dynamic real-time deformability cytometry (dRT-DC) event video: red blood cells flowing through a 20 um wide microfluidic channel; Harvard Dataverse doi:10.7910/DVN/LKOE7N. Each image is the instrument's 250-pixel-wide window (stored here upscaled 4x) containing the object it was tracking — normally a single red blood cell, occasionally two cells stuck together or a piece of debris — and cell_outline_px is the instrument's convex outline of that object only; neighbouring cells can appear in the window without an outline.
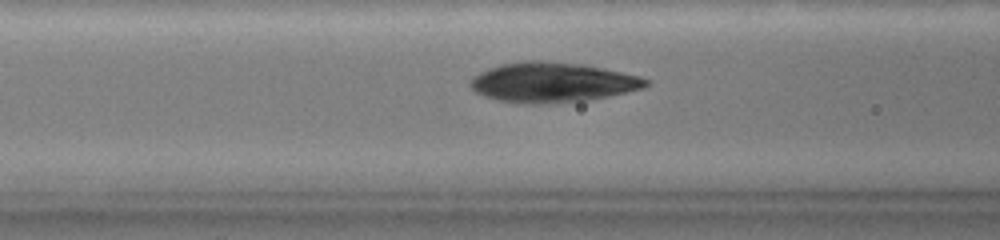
{"species": "common noctule bat (a hibernating species)", "species_latin": "Nyctalus noctula", "temperature_condition": "warm", "stored_images_in_passage": 65, "camera_frame_rate_fps": 3000, "um_per_image_px": 0.085, "animal": {"sex": "female", "body_mass_g": 19.0, "forearm_length_mm": 51.5}, "frame": {"image": 1, "passage_image": 27, "time_ms": 7.0, "image_size_px": [1000, 240], "cell_outline_px": [[648, 84], [640, 88], [624, 92], [584, 100], [504, 100], [488, 96], [472, 88], [472, 80], [480, 72], [488, 68], [500, 64], [524, 60], [548, 60], [584, 64], [604, 68], [640, 76], [648, 80]], "centroid_in_image_um": [47.01, 6.9], "position_along_channel_um": 119.6, "area_um2": 38.67}}
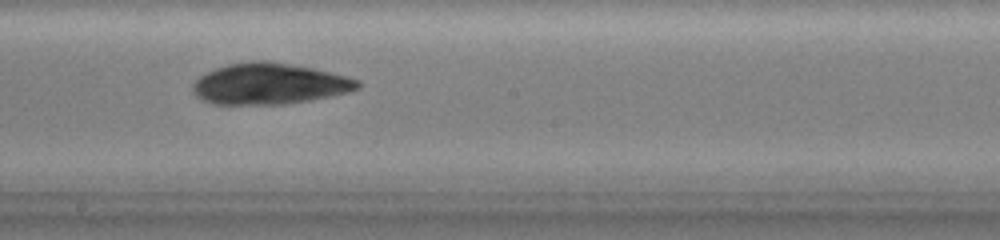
{"frame": {"image": 2, "passage_image": 38, "time_ms": 10.0, "image_size_px": [1000, 240], "cell_outline_px": [[360, 84], [356, 88], [344, 92], [308, 100], [280, 104], [216, 104], [204, 100], [196, 96], [192, 88], [196, 80], [200, 76], [216, 68], [228, 64], [252, 60], [268, 60], [292, 64], [312, 68], [344, 76], [356, 80]], "centroid_in_image_um": [22.81, 7.1], "position_along_channel_um": 225.4, "area_um2": 38.67}}
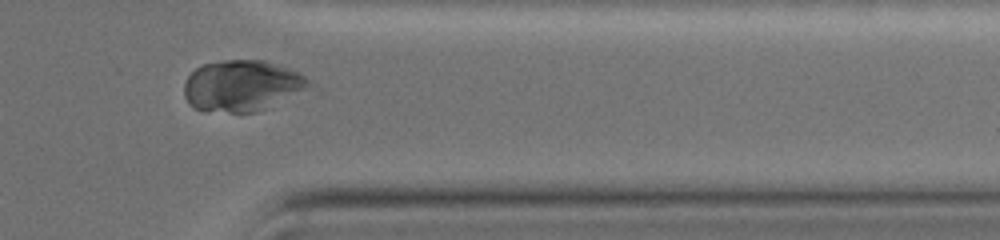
{"frame": {"image": 3, "passage_image": 56, "time_ms": 14.667, "image_size_px": [1000, 240], "cell_outline_px": [[320, 92], [256, 112], [204, 112], [192, 108], [188, 104], [184, 96], [184, 84], [188, 76], [196, 68], [204, 64], [224, 60], [264, 60], [300, 72], [316, 84]], "centroid_in_image_um": [20.79, 7.34], "position_along_channel_um": 390.6, "area_um2": 39.42}}